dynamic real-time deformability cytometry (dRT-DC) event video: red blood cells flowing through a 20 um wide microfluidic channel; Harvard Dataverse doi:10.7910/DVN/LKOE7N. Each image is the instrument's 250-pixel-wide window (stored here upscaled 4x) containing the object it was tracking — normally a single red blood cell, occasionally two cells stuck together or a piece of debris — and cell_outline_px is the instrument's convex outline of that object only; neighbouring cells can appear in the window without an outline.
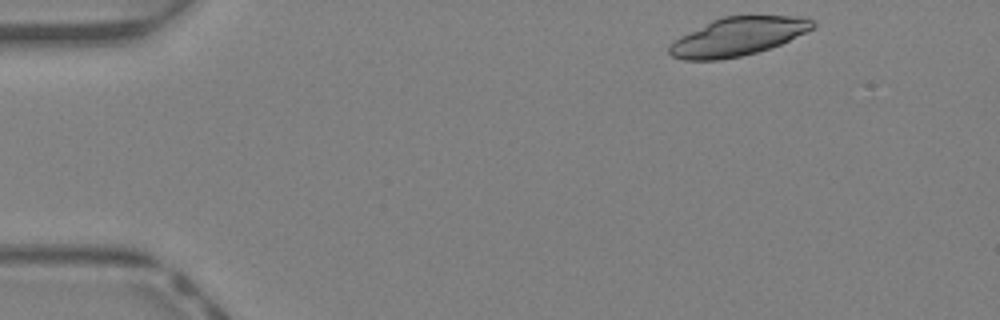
{"species": "Egyptian fruit bat (a non-hibernating species)", "species_latin": "Rousettus aegyptiacus", "temperature_condition": "warm", "stored_images_in_passage": 40, "camera_frame_rate_fps": 3000, "um_per_image_px": 0.085, "animal": {"sex": "female"}, "frame": {"image": 1, "passage_image": 1, "time_ms": 0.0, "image_size_px": [1000, 320], "cell_outline_px": [[816, 24], [812, 28], [772, 48], [740, 56], [720, 60], [684, 60], [672, 56], [668, 52], [668, 44], [680, 36], [712, 20], [724, 16], [792, 16], [812, 20]], "centroid_in_image_um": [62.64, 3.12], "position_along_channel_um": 22.4, "area_um2": 31.73}}
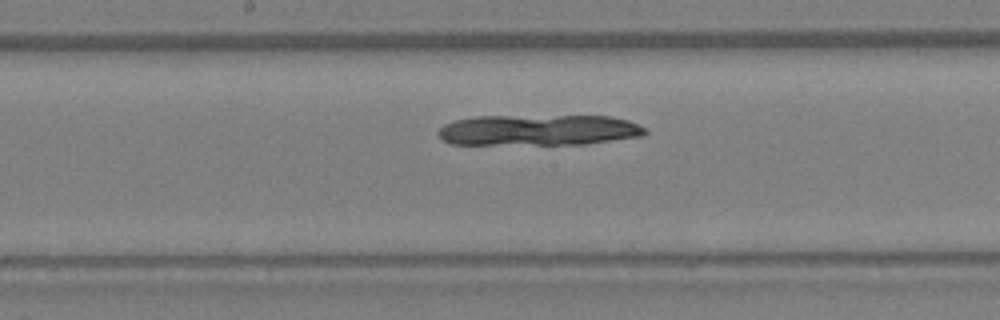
{"frame": {"image": 2, "passage_image": 19, "time_ms": 6.0, "image_size_px": [1000, 320], "cell_outline_px": [[648, 132], [640, 136], [584, 144], [452, 144], [440, 140], [436, 132], [444, 124], [456, 120], [476, 116], [608, 116], [628, 120], [640, 124]], "centroid_in_image_um": [45.74, 11.05], "position_along_channel_um": 202.5, "area_um2": 37.28}}